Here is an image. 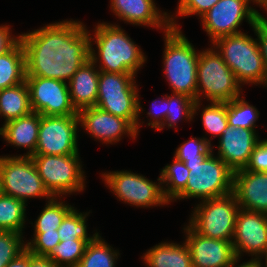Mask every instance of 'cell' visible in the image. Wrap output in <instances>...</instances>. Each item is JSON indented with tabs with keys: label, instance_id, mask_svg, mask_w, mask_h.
<instances>
[{
	"label": "cell",
	"instance_id": "8d00e7d4",
	"mask_svg": "<svg viewBox=\"0 0 267 267\" xmlns=\"http://www.w3.org/2000/svg\"><path fill=\"white\" fill-rule=\"evenodd\" d=\"M24 238L23 234L0 230V264L7 265L26 250Z\"/></svg>",
	"mask_w": 267,
	"mask_h": 267
},
{
	"label": "cell",
	"instance_id": "ab89813d",
	"mask_svg": "<svg viewBox=\"0 0 267 267\" xmlns=\"http://www.w3.org/2000/svg\"><path fill=\"white\" fill-rule=\"evenodd\" d=\"M245 170L267 172V140H260L255 146Z\"/></svg>",
	"mask_w": 267,
	"mask_h": 267
},
{
	"label": "cell",
	"instance_id": "ac0fdd59",
	"mask_svg": "<svg viewBox=\"0 0 267 267\" xmlns=\"http://www.w3.org/2000/svg\"><path fill=\"white\" fill-rule=\"evenodd\" d=\"M261 138L250 129L227 125L218 138L217 155L233 172L245 169L251 153Z\"/></svg>",
	"mask_w": 267,
	"mask_h": 267
},
{
	"label": "cell",
	"instance_id": "1f68e13d",
	"mask_svg": "<svg viewBox=\"0 0 267 267\" xmlns=\"http://www.w3.org/2000/svg\"><path fill=\"white\" fill-rule=\"evenodd\" d=\"M167 94V115L163 122V125L157 130L161 131L165 127L166 129L175 128L177 131L178 123L183 121L193 120V108L195 100L184 94Z\"/></svg>",
	"mask_w": 267,
	"mask_h": 267
},
{
	"label": "cell",
	"instance_id": "4fadbf2b",
	"mask_svg": "<svg viewBox=\"0 0 267 267\" xmlns=\"http://www.w3.org/2000/svg\"><path fill=\"white\" fill-rule=\"evenodd\" d=\"M78 115H41L34 155L78 154Z\"/></svg>",
	"mask_w": 267,
	"mask_h": 267
},
{
	"label": "cell",
	"instance_id": "d6a6232c",
	"mask_svg": "<svg viewBox=\"0 0 267 267\" xmlns=\"http://www.w3.org/2000/svg\"><path fill=\"white\" fill-rule=\"evenodd\" d=\"M260 112L245 101L243 94L230 102H227V119L228 124L232 127H239L243 129H250L256 131L257 120Z\"/></svg>",
	"mask_w": 267,
	"mask_h": 267
},
{
	"label": "cell",
	"instance_id": "7bdbcfd3",
	"mask_svg": "<svg viewBox=\"0 0 267 267\" xmlns=\"http://www.w3.org/2000/svg\"><path fill=\"white\" fill-rule=\"evenodd\" d=\"M29 267H59L48 256H38L29 252Z\"/></svg>",
	"mask_w": 267,
	"mask_h": 267
},
{
	"label": "cell",
	"instance_id": "f6af8a7d",
	"mask_svg": "<svg viewBox=\"0 0 267 267\" xmlns=\"http://www.w3.org/2000/svg\"><path fill=\"white\" fill-rule=\"evenodd\" d=\"M240 261H241V259L237 258L231 264L230 267H262L261 262H260V259H249L248 261L242 262V263Z\"/></svg>",
	"mask_w": 267,
	"mask_h": 267
},
{
	"label": "cell",
	"instance_id": "d6986e66",
	"mask_svg": "<svg viewBox=\"0 0 267 267\" xmlns=\"http://www.w3.org/2000/svg\"><path fill=\"white\" fill-rule=\"evenodd\" d=\"M110 10L118 20L126 24L167 32L171 26L169 12L162 11L157 7L155 0H110Z\"/></svg>",
	"mask_w": 267,
	"mask_h": 267
},
{
	"label": "cell",
	"instance_id": "8fae6325",
	"mask_svg": "<svg viewBox=\"0 0 267 267\" xmlns=\"http://www.w3.org/2000/svg\"><path fill=\"white\" fill-rule=\"evenodd\" d=\"M0 178L2 193L26 205L31 198H46V201L53 198L45 188L31 157L1 155Z\"/></svg>",
	"mask_w": 267,
	"mask_h": 267
},
{
	"label": "cell",
	"instance_id": "ee69618b",
	"mask_svg": "<svg viewBox=\"0 0 267 267\" xmlns=\"http://www.w3.org/2000/svg\"><path fill=\"white\" fill-rule=\"evenodd\" d=\"M5 267H29V251L26 249L16 259L5 265Z\"/></svg>",
	"mask_w": 267,
	"mask_h": 267
},
{
	"label": "cell",
	"instance_id": "e0dca14e",
	"mask_svg": "<svg viewBox=\"0 0 267 267\" xmlns=\"http://www.w3.org/2000/svg\"><path fill=\"white\" fill-rule=\"evenodd\" d=\"M182 229L193 267H230L237 259L231 241L204 237L189 224H185Z\"/></svg>",
	"mask_w": 267,
	"mask_h": 267
},
{
	"label": "cell",
	"instance_id": "8992f818",
	"mask_svg": "<svg viewBox=\"0 0 267 267\" xmlns=\"http://www.w3.org/2000/svg\"><path fill=\"white\" fill-rule=\"evenodd\" d=\"M242 86L217 50H200L197 63L196 101L227 103L241 96ZM204 99V100H203Z\"/></svg>",
	"mask_w": 267,
	"mask_h": 267
},
{
	"label": "cell",
	"instance_id": "d4e9b609",
	"mask_svg": "<svg viewBox=\"0 0 267 267\" xmlns=\"http://www.w3.org/2000/svg\"><path fill=\"white\" fill-rule=\"evenodd\" d=\"M26 81V56L19 41L11 50L0 56V90Z\"/></svg>",
	"mask_w": 267,
	"mask_h": 267
},
{
	"label": "cell",
	"instance_id": "ffe728a7",
	"mask_svg": "<svg viewBox=\"0 0 267 267\" xmlns=\"http://www.w3.org/2000/svg\"><path fill=\"white\" fill-rule=\"evenodd\" d=\"M233 193L241 209L267 214V172L235 171Z\"/></svg>",
	"mask_w": 267,
	"mask_h": 267
},
{
	"label": "cell",
	"instance_id": "5bb4252c",
	"mask_svg": "<svg viewBox=\"0 0 267 267\" xmlns=\"http://www.w3.org/2000/svg\"><path fill=\"white\" fill-rule=\"evenodd\" d=\"M33 112L46 116L78 115L68 83L58 79L26 76Z\"/></svg>",
	"mask_w": 267,
	"mask_h": 267
},
{
	"label": "cell",
	"instance_id": "f35d334b",
	"mask_svg": "<svg viewBox=\"0 0 267 267\" xmlns=\"http://www.w3.org/2000/svg\"><path fill=\"white\" fill-rule=\"evenodd\" d=\"M164 96V97H163ZM152 101L149 111L145 112L147 118L146 126L158 130L167 115V94ZM149 117V118H148ZM149 120V121H148Z\"/></svg>",
	"mask_w": 267,
	"mask_h": 267
},
{
	"label": "cell",
	"instance_id": "277c9868",
	"mask_svg": "<svg viewBox=\"0 0 267 267\" xmlns=\"http://www.w3.org/2000/svg\"><path fill=\"white\" fill-rule=\"evenodd\" d=\"M137 83L136 75L132 73L100 71L96 107L126 119L139 135V129L146 121L140 118L145 108L141 105Z\"/></svg>",
	"mask_w": 267,
	"mask_h": 267
},
{
	"label": "cell",
	"instance_id": "4dcf8cb0",
	"mask_svg": "<svg viewBox=\"0 0 267 267\" xmlns=\"http://www.w3.org/2000/svg\"><path fill=\"white\" fill-rule=\"evenodd\" d=\"M90 212H79L73 208L62 220L57 229L60 241L62 240H85L87 243L92 242L100 233L95 230L92 235L88 233L87 220Z\"/></svg>",
	"mask_w": 267,
	"mask_h": 267
},
{
	"label": "cell",
	"instance_id": "bcb514c9",
	"mask_svg": "<svg viewBox=\"0 0 267 267\" xmlns=\"http://www.w3.org/2000/svg\"><path fill=\"white\" fill-rule=\"evenodd\" d=\"M252 2H253V5L256 4L255 6L257 7L259 6L267 14V0H252Z\"/></svg>",
	"mask_w": 267,
	"mask_h": 267
},
{
	"label": "cell",
	"instance_id": "e575fe53",
	"mask_svg": "<svg viewBox=\"0 0 267 267\" xmlns=\"http://www.w3.org/2000/svg\"><path fill=\"white\" fill-rule=\"evenodd\" d=\"M204 137H193L181 143L173 156L184 163L203 162L214 149Z\"/></svg>",
	"mask_w": 267,
	"mask_h": 267
},
{
	"label": "cell",
	"instance_id": "b9f144b4",
	"mask_svg": "<svg viewBox=\"0 0 267 267\" xmlns=\"http://www.w3.org/2000/svg\"><path fill=\"white\" fill-rule=\"evenodd\" d=\"M10 24L0 25V56L11 50L19 41V35L12 34V30L9 26Z\"/></svg>",
	"mask_w": 267,
	"mask_h": 267
},
{
	"label": "cell",
	"instance_id": "f1b7e54d",
	"mask_svg": "<svg viewBox=\"0 0 267 267\" xmlns=\"http://www.w3.org/2000/svg\"><path fill=\"white\" fill-rule=\"evenodd\" d=\"M159 175L164 196L171 203L185 189L190 174L185 163L173 156L172 163L165 165Z\"/></svg>",
	"mask_w": 267,
	"mask_h": 267
},
{
	"label": "cell",
	"instance_id": "60d3db41",
	"mask_svg": "<svg viewBox=\"0 0 267 267\" xmlns=\"http://www.w3.org/2000/svg\"><path fill=\"white\" fill-rule=\"evenodd\" d=\"M262 15L256 20L252 31L257 37L259 49L263 57L264 65L267 71V17Z\"/></svg>",
	"mask_w": 267,
	"mask_h": 267
},
{
	"label": "cell",
	"instance_id": "7dc6e473",
	"mask_svg": "<svg viewBox=\"0 0 267 267\" xmlns=\"http://www.w3.org/2000/svg\"><path fill=\"white\" fill-rule=\"evenodd\" d=\"M259 259L262 267H267V250ZM262 259H264V261Z\"/></svg>",
	"mask_w": 267,
	"mask_h": 267
},
{
	"label": "cell",
	"instance_id": "7a4b0ae2",
	"mask_svg": "<svg viewBox=\"0 0 267 267\" xmlns=\"http://www.w3.org/2000/svg\"><path fill=\"white\" fill-rule=\"evenodd\" d=\"M93 31V35L90 33V60L97 68L103 72L132 73L137 76L147 63L148 56L124 28L118 23L100 21Z\"/></svg>",
	"mask_w": 267,
	"mask_h": 267
},
{
	"label": "cell",
	"instance_id": "ba28073f",
	"mask_svg": "<svg viewBox=\"0 0 267 267\" xmlns=\"http://www.w3.org/2000/svg\"><path fill=\"white\" fill-rule=\"evenodd\" d=\"M189 176L185 189L172 201L206 200L233 192L234 172L213 152L203 161L185 163Z\"/></svg>",
	"mask_w": 267,
	"mask_h": 267
},
{
	"label": "cell",
	"instance_id": "c3c4849f",
	"mask_svg": "<svg viewBox=\"0 0 267 267\" xmlns=\"http://www.w3.org/2000/svg\"><path fill=\"white\" fill-rule=\"evenodd\" d=\"M2 194V184H1V178H0V195Z\"/></svg>",
	"mask_w": 267,
	"mask_h": 267
},
{
	"label": "cell",
	"instance_id": "f546056e",
	"mask_svg": "<svg viewBox=\"0 0 267 267\" xmlns=\"http://www.w3.org/2000/svg\"><path fill=\"white\" fill-rule=\"evenodd\" d=\"M45 206L32 224L33 232H50L57 230L64 217L74 208L73 205L65 203L61 197H53L45 201Z\"/></svg>",
	"mask_w": 267,
	"mask_h": 267
},
{
	"label": "cell",
	"instance_id": "2e32d148",
	"mask_svg": "<svg viewBox=\"0 0 267 267\" xmlns=\"http://www.w3.org/2000/svg\"><path fill=\"white\" fill-rule=\"evenodd\" d=\"M79 127L86 131L94 140L113 145L128 136L137 140L138 134L135 128L126 120L96 106L84 108L78 111ZM130 136V137H129Z\"/></svg>",
	"mask_w": 267,
	"mask_h": 267
},
{
	"label": "cell",
	"instance_id": "9a60e30c",
	"mask_svg": "<svg viewBox=\"0 0 267 267\" xmlns=\"http://www.w3.org/2000/svg\"><path fill=\"white\" fill-rule=\"evenodd\" d=\"M232 243L237 258L259 259L267 250V214L240 208Z\"/></svg>",
	"mask_w": 267,
	"mask_h": 267
},
{
	"label": "cell",
	"instance_id": "5b68a950",
	"mask_svg": "<svg viewBox=\"0 0 267 267\" xmlns=\"http://www.w3.org/2000/svg\"><path fill=\"white\" fill-rule=\"evenodd\" d=\"M210 45L234 72L241 86L248 84L267 88V71L257 38H252L248 32H243L220 37Z\"/></svg>",
	"mask_w": 267,
	"mask_h": 267
},
{
	"label": "cell",
	"instance_id": "44dd1931",
	"mask_svg": "<svg viewBox=\"0 0 267 267\" xmlns=\"http://www.w3.org/2000/svg\"><path fill=\"white\" fill-rule=\"evenodd\" d=\"M41 114L31 112L28 115L3 123L0 127V136L7 143L17 149H25L27 152L19 155L7 156H27L35 154L38 141L39 124Z\"/></svg>",
	"mask_w": 267,
	"mask_h": 267
},
{
	"label": "cell",
	"instance_id": "cb8c5ba5",
	"mask_svg": "<svg viewBox=\"0 0 267 267\" xmlns=\"http://www.w3.org/2000/svg\"><path fill=\"white\" fill-rule=\"evenodd\" d=\"M31 112L30 93L26 81L0 90V116L4 119L3 123Z\"/></svg>",
	"mask_w": 267,
	"mask_h": 267
},
{
	"label": "cell",
	"instance_id": "9c48e42d",
	"mask_svg": "<svg viewBox=\"0 0 267 267\" xmlns=\"http://www.w3.org/2000/svg\"><path fill=\"white\" fill-rule=\"evenodd\" d=\"M191 211L188 224L200 235L233 241L236 216L240 209L234 193L199 201Z\"/></svg>",
	"mask_w": 267,
	"mask_h": 267
},
{
	"label": "cell",
	"instance_id": "836d02e7",
	"mask_svg": "<svg viewBox=\"0 0 267 267\" xmlns=\"http://www.w3.org/2000/svg\"><path fill=\"white\" fill-rule=\"evenodd\" d=\"M87 244L85 240H62L48 257L59 267H77Z\"/></svg>",
	"mask_w": 267,
	"mask_h": 267
},
{
	"label": "cell",
	"instance_id": "52a82bcc",
	"mask_svg": "<svg viewBox=\"0 0 267 267\" xmlns=\"http://www.w3.org/2000/svg\"><path fill=\"white\" fill-rule=\"evenodd\" d=\"M45 188L53 197L66 198L85 190L86 174L80 154L32 155Z\"/></svg>",
	"mask_w": 267,
	"mask_h": 267
},
{
	"label": "cell",
	"instance_id": "603a6c76",
	"mask_svg": "<svg viewBox=\"0 0 267 267\" xmlns=\"http://www.w3.org/2000/svg\"><path fill=\"white\" fill-rule=\"evenodd\" d=\"M141 259L147 267H193L188 245L161 241L143 253Z\"/></svg>",
	"mask_w": 267,
	"mask_h": 267
},
{
	"label": "cell",
	"instance_id": "7402d4cb",
	"mask_svg": "<svg viewBox=\"0 0 267 267\" xmlns=\"http://www.w3.org/2000/svg\"><path fill=\"white\" fill-rule=\"evenodd\" d=\"M100 70L89 59L68 82L70 98L77 111L96 106Z\"/></svg>",
	"mask_w": 267,
	"mask_h": 267
},
{
	"label": "cell",
	"instance_id": "3957f363",
	"mask_svg": "<svg viewBox=\"0 0 267 267\" xmlns=\"http://www.w3.org/2000/svg\"><path fill=\"white\" fill-rule=\"evenodd\" d=\"M163 74L171 93L184 94L196 101L197 63L200 51L182 30L170 28L164 34Z\"/></svg>",
	"mask_w": 267,
	"mask_h": 267
},
{
	"label": "cell",
	"instance_id": "30bf717a",
	"mask_svg": "<svg viewBox=\"0 0 267 267\" xmlns=\"http://www.w3.org/2000/svg\"><path fill=\"white\" fill-rule=\"evenodd\" d=\"M101 178L107 189L123 204L144 209L170 204L164 196L160 176L156 182L131 170H117L102 172Z\"/></svg>",
	"mask_w": 267,
	"mask_h": 267
},
{
	"label": "cell",
	"instance_id": "6da1fadb",
	"mask_svg": "<svg viewBox=\"0 0 267 267\" xmlns=\"http://www.w3.org/2000/svg\"><path fill=\"white\" fill-rule=\"evenodd\" d=\"M65 19L20 34L26 76L69 82L90 59V31L85 23Z\"/></svg>",
	"mask_w": 267,
	"mask_h": 267
},
{
	"label": "cell",
	"instance_id": "7c38bea8",
	"mask_svg": "<svg viewBox=\"0 0 267 267\" xmlns=\"http://www.w3.org/2000/svg\"><path fill=\"white\" fill-rule=\"evenodd\" d=\"M250 4L252 0H219L200 18L211 44L220 37L243 33L240 26L244 20L252 29L262 14Z\"/></svg>",
	"mask_w": 267,
	"mask_h": 267
},
{
	"label": "cell",
	"instance_id": "d590c367",
	"mask_svg": "<svg viewBox=\"0 0 267 267\" xmlns=\"http://www.w3.org/2000/svg\"><path fill=\"white\" fill-rule=\"evenodd\" d=\"M219 0H178L175 13H169V23L171 28L181 30V26L176 19L197 15L200 19L204 16ZM178 16V17H177Z\"/></svg>",
	"mask_w": 267,
	"mask_h": 267
},
{
	"label": "cell",
	"instance_id": "83f0119b",
	"mask_svg": "<svg viewBox=\"0 0 267 267\" xmlns=\"http://www.w3.org/2000/svg\"><path fill=\"white\" fill-rule=\"evenodd\" d=\"M119 256V250L108 244L99 234L87 244L77 267H116Z\"/></svg>",
	"mask_w": 267,
	"mask_h": 267
},
{
	"label": "cell",
	"instance_id": "484cf974",
	"mask_svg": "<svg viewBox=\"0 0 267 267\" xmlns=\"http://www.w3.org/2000/svg\"><path fill=\"white\" fill-rule=\"evenodd\" d=\"M209 104L204 107L202 105V101H195L193 108V119H195L196 114L200 113L202 127H204V131H206V135L202 136L209 142L211 145V141L213 138H219L228 125L227 119V103L222 102H208ZM202 105V107H201ZM202 108V109H200ZM210 134V138L208 139L207 135ZM206 136V137H205Z\"/></svg>",
	"mask_w": 267,
	"mask_h": 267
},
{
	"label": "cell",
	"instance_id": "74e56055",
	"mask_svg": "<svg viewBox=\"0 0 267 267\" xmlns=\"http://www.w3.org/2000/svg\"><path fill=\"white\" fill-rule=\"evenodd\" d=\"M26 249L38 256H49L60 243L57 230L50 232H34L30 240H26Z\"/></svg>",
	"mask_w": 267,
	"mask_h": 267
},
{
	"label": "cell",
	"instance_id": "4316f807",
	"mask_svg": "<svg viewBox=\"0 0 267 267\" xmlns=\"http://www.w3.org/2000/svg\"><path fill=\"white\" fill-rule=\"evenodd\" d=\"M27 205L14 197L0 195V230L24 235L27 219ZM23 231V232H22Z\"/></svg>",
	"mask_w": 267,
	"mask_h": 267
}]
</instances>
